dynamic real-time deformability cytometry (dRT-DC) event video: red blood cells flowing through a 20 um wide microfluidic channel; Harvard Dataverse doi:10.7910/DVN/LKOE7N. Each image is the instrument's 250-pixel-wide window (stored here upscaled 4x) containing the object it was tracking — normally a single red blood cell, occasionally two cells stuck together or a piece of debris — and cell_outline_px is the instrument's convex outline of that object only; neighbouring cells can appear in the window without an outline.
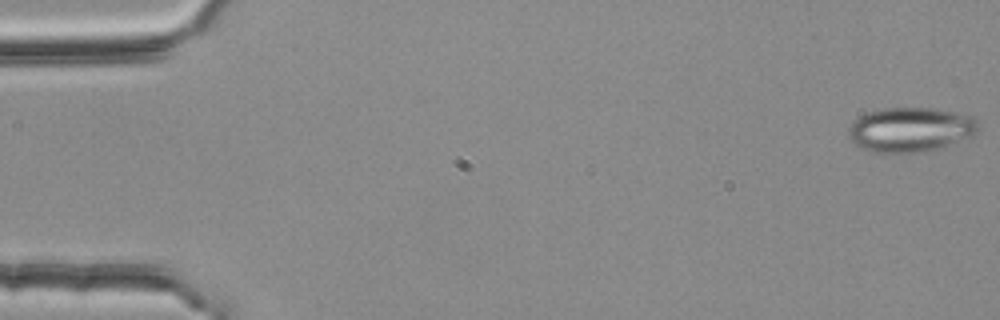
{"species": "common noctule bat (a hibernating species)", "species_latin": "Nyctalus noctula", "temperature_condition": "room temperature", "stored_images_in_passage": 17, "camera_frame_rate_fps": 3000, "um_per_image_px": 0.085, "animal": {"sex": "female", "body_mass_g": 25.1}, "frame": {"image": 1, "passage_image": 1, "time_ms": 0.0, "image_size_px": [1000, 320], "cell_outline_px": [[980, 128], [972, 136], [936, 148], [912, 152], [884, 156], [860, 148], [848, 136], [848, 128], [860, 116], [868, 112], [884, 108], [932, 108], [972, 116], [980, 124]], "centroid_in_image_um": [77.35, 11.04], "position_along_channel_um": 7.7, "area_um2": 33.76}}
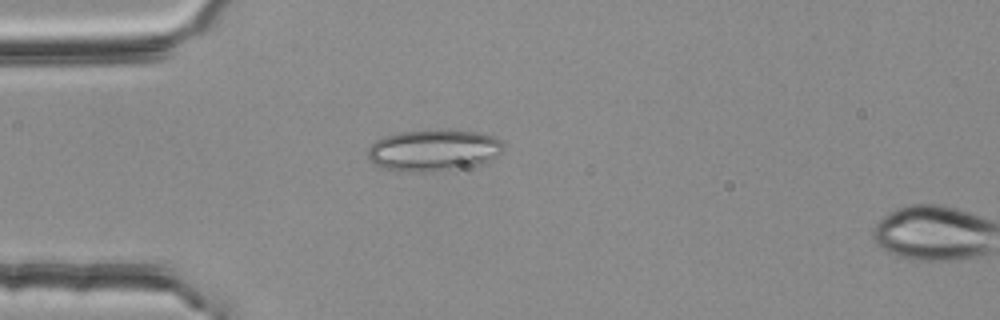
{"frame": {"image": 2, "passage_image": 15, "time_ms": 4.667, "image_size_px": [1000, 320], "cell_outline_px": [[500, 152], [496, 156], [484, 164], [436, 172], [404, 172], [384, 168], [372, 164], [368, 160], [368, 148], [376, 140], [384, 136], [400, 132], [436, 128], [480, 132], [492, 136], [500, 140]], "centroid_in_image_um": [36.81, 12.77], "position_along_channel_um": 48.2, "area_um2": 33.47}}